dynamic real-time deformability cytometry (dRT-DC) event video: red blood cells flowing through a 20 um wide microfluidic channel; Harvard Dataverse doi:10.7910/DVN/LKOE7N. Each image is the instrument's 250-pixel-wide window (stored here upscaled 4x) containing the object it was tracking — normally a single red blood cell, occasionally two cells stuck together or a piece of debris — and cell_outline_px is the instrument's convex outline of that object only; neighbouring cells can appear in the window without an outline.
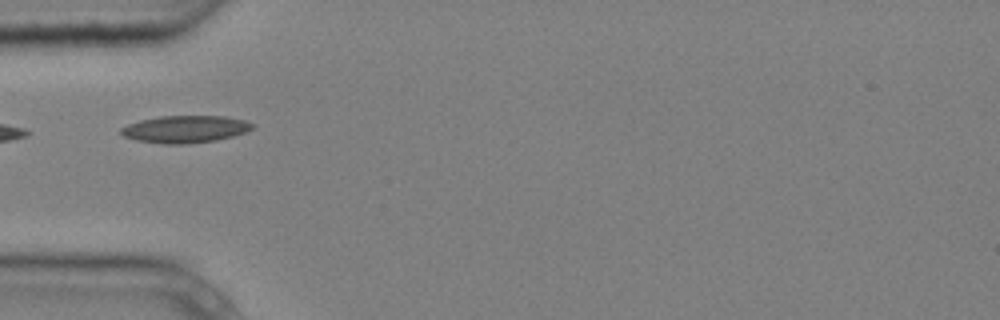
{"species": "common noctule bat (a hibernating species)", "species_latin": "Nyctalus noctula", "temperature_condition": "cold", "stored_images_in_passage": 6, "camera_frame_rate_fps": 3000, "um_per_image_px": 0.085, "animal": {"sex": "male", "body_mass_g": 20.4}, "frame": {"image": 1, "passage_image": 5, "time_ms": 1.333, "image_size_px": [1000, 320], "cell_outline_px": [[256, 124], [248, 132], [216, 140], [188, 144], [164, 144], [136, 140], [124, 136], [120, 132], [120, 128], [128, 124], [140, 120], [160, 116], [224, 116], [244, 120]], "centroid_in_image_um": [15.75, 10.98], "position_along_channel_um": 69.2, "area_um2": 20.92}}
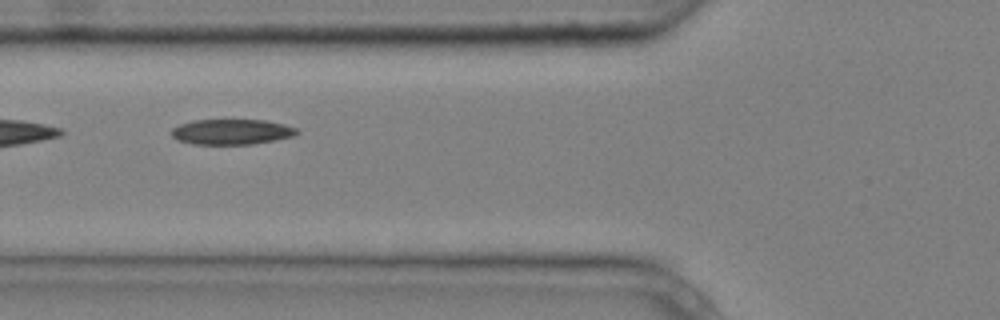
{"frame": {"image": 2, "passage_image": 6, "time_ms": 1.667, "image_size_px": [1000, 320], "cell_outline_px": [[300, 132], [296, 136], [276, 140], [252, 144], [192, 144], [176, 140], [172, 136], [172, 128], [180, 124], [192, 120], [264, 120], [284, 124], [296, 128]], "centroid_in_image_um": [19.7, 11.21], "position_along_channel_um": 106.1, "area_um2": 18.67}}